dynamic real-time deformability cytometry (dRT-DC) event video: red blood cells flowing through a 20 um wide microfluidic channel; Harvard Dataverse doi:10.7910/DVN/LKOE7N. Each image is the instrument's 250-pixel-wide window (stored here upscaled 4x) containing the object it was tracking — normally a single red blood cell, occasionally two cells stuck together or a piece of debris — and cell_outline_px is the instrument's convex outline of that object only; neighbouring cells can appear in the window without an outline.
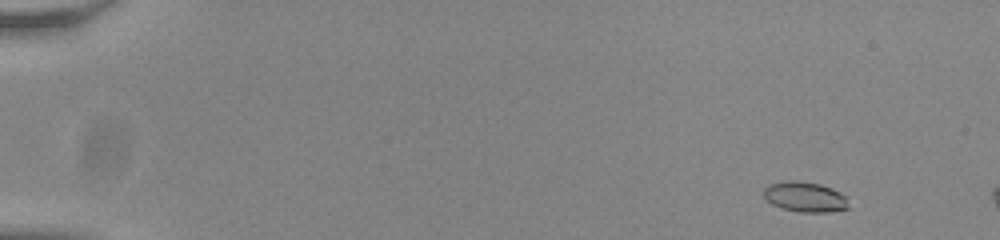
{"species": "common noctule bat (a hibernating species)", "species_latin": "Nyctalus noctula", "temperature_condition": "room temperature", "stored_images_in_passage": 8, "camera_frame_rate_fps": 3000, "um_per_image_px": 0.085, "animal": {"sex": "male", "body_mass_g": 20.0, "forearm_length_mm": 53.3}, "frame": {"image": 1, "passage_image": 2, "time_ms": 0.333, "image_size_px": [1000, 240], "cell_outline_px": [[848, 208], [828, 212], [800, 212], [784, 208], [772, 204], [764, 196], [764, 188], [768, 184], [784, 180], [796, 180], [820, 184], [832, 188], [840, 192], [844, 196]], "centroid_in_image_um": [68.39, 16.71], "position_along_channel_um": 16.6, "area_um2": 14.8}}